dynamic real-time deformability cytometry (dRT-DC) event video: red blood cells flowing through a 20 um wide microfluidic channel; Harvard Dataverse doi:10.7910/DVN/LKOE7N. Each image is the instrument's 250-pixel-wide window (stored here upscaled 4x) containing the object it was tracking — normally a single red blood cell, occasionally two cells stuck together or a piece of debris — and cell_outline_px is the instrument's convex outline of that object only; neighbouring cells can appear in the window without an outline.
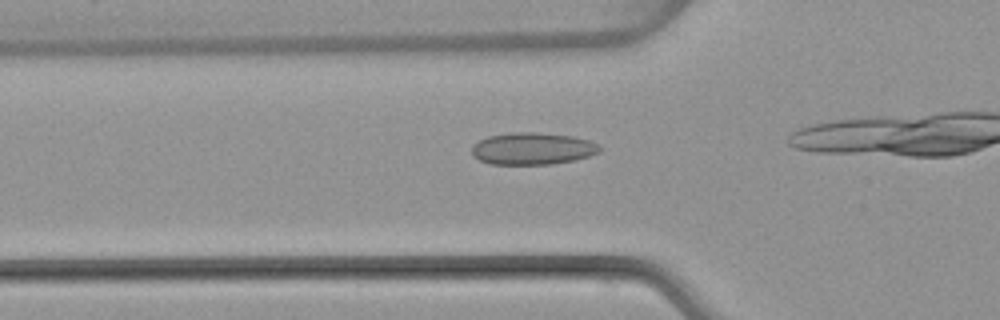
{"species": "common noctule bat (a hibernating species)", "species_latin": "Nyctalus noctula", "temperature_condition": "warm", "stored_images_in_passage": 17, "camera_frame_rate_fps": 3000, "um_per_image_px": 0.085, "animal": {"sex": "female", "body_mass_g": 22.7, "forearm_length_mm": 54.2}, "frame": {"image": 1, "passage_image": 12, "time_ms": 3.667, "image_size_px": [1000, 320], "cell_outline_px": [[600, 152], [588, 156], [572, 160], [552, 164], [492, 164], [480, 160], [472, 156], [472, 144], [488, 136], [512, 132], [536, 132], [572, 136], [588, 140], [596, 144], [600, 148]], "centroid_in_image_um": [45.22, 12.63], "position_along_channel_um": 80.6, "area_um2": 23.76}}
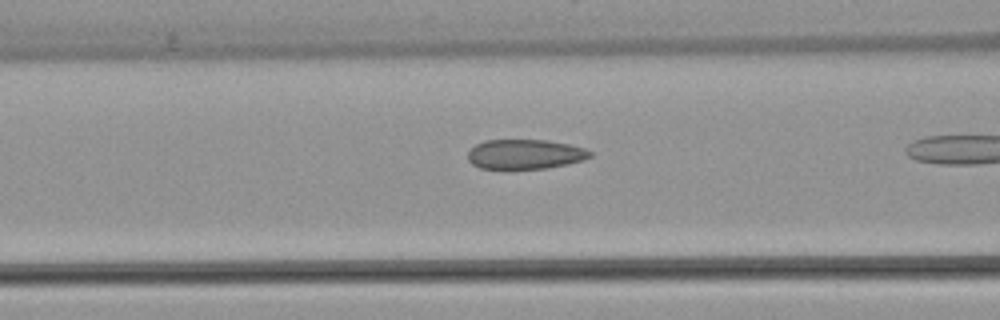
{"frame": {"image": 2, "passage_image": 15, "time_ms": 4.667, "image_size_px": [1000, 320], "cell_outline_px": [[592, 156], [584, 160], [568, 164], [544, 168], [504, 172], [480, 168], [472, 164], [468, 160], [468, 152], [476, 144], [484, 140], [548, 140], [568, 144], [584, 148], [592, 152]], "centroid_in_image_um": [44.58, 13.15], "position_along_channel_um": 122.0, "area_um2": 21.96}}